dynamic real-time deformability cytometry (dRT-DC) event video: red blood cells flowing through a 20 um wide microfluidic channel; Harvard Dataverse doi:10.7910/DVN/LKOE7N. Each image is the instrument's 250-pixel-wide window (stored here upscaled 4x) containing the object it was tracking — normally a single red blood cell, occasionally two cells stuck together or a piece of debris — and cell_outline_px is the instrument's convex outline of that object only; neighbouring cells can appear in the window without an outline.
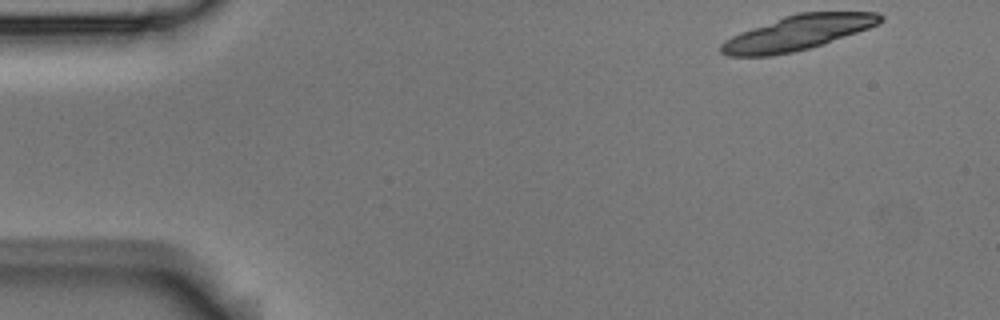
{"species": "Egyptian fruit bat (a non-hibernating species)", "species_latin": "Rousettus aegyptiacus", "temperature_condition": "room temperature", "stored_images_in_passage": 4, "camera_frame_rate_fps": 3000, "um_per_image_px": 0.085, "animal": {"sex": "male"}, "frame": {"image": 1, "passage_image": 1, "time_ms": 0.0, "image_size_px": [1000, 320], "cell_outline_px": [[884, 20], [880, 24], [808, 48], [792, 52], [772, 56], [728, 56], [720, 52], [720, 44], [724, 40], [740, 32], [784, 16], [796, 12], [876, 12], [884, 16]], "centroid_in_image_um": [67.78, 2.78], "position_along_channel_um": 17.2, "area_um2": 31.91}}